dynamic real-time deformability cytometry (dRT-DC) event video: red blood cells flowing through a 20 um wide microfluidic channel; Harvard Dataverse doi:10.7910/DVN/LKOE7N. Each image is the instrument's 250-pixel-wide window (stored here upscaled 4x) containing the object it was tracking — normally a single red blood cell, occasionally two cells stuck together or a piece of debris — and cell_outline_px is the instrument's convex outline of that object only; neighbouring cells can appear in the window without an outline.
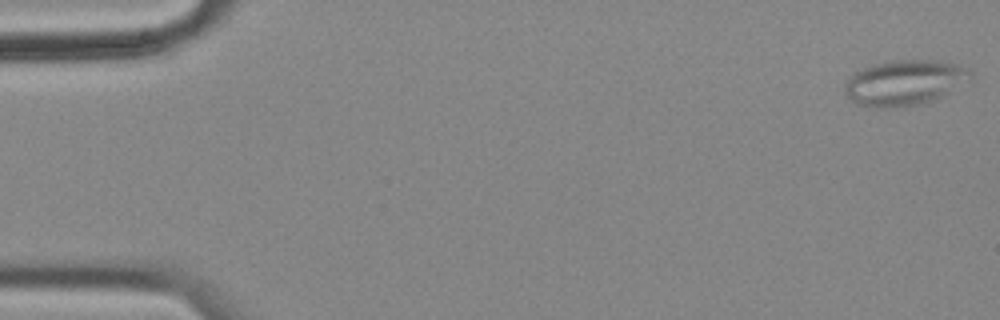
{"species": "common noctule bat (a hibernating species)", "species_latin": "Nyctalus noctula", "temperature_condition": "cold", "stored_images_in_passage": 9, "camera_frame_rate_fps": 3000, "um_per_image_px": 0.085, "animal": {"sex": "female", "body_mass_g": 18.4}, "frame": {"image": 1, "passage_image": 1, "time_ms": 0.0, "image_size_px": [1000, 320], "cell_outline_px": [[972, 84], [928, 104], [904, 108], [876, 108], [856, 104], [844, 92], [844, 84], [856, 72], [864, 68], [876, 64], [892, 60], [940, 60], [956, 64], [968, 68], [972, 72]], "centroid_in_image_um": [77.03, 7.07], "position_along_channel_um": 8.0, "area_um2": 34.51}}